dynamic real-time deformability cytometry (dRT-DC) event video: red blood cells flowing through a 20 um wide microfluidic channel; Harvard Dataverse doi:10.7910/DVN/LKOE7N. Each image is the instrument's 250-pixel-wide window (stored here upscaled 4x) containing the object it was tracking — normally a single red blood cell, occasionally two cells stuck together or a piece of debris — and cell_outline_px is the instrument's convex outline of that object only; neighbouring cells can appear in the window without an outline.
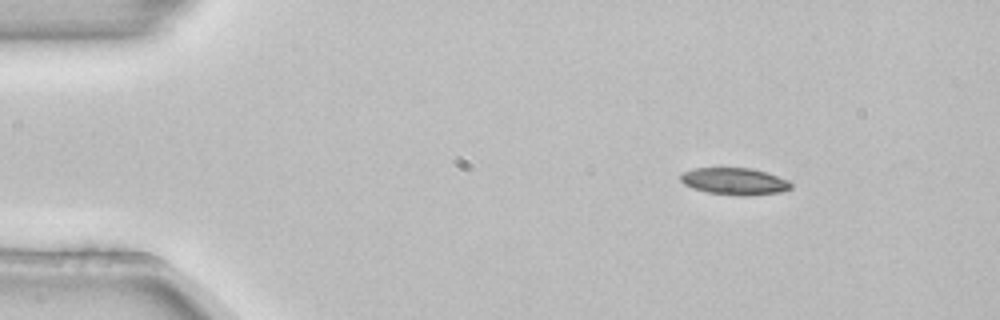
{"species": "common noctule bat (a hibernating species)", "species_latin": "Nyctalus noctula", "temperature_condition": "room temperature", "stored_images_in_passage": 2, "camera_frame_rate_fps": 3000, "um_per_image_px": 0.085, "animal": {"sex": "female", "body_mass_g": 22.7, "forearm_length_mm": 54.2}, "frame": {"image": 1, "passage_image": 2, "time_ms": 0.333, "image_size_px": [1000, 320], "cell_outline_px": [[792, 188], [780, 192], [748, 196], [740, 196], [708, 192], [692, 188], [684, 184], [680, 180], [680, 176], [684, 172], [692, 168], [752, 168], [788, 180], [792, 184]], "centroid_in_image_um": [62.42, 15.42], "position_along_channel_um": 22.6, "area_um2": 17.28}}